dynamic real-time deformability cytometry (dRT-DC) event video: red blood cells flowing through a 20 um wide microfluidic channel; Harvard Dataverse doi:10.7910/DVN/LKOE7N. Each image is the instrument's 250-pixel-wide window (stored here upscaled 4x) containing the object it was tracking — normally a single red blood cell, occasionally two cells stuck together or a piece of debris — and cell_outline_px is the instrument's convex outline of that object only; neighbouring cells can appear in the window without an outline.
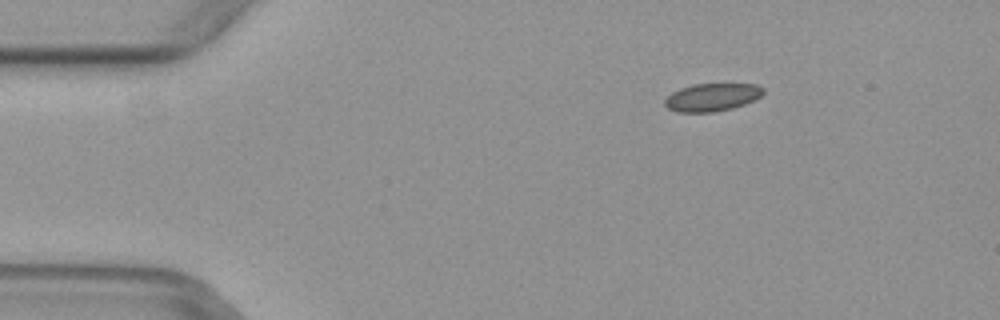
{"species": "common noctule bat (a hibernating species)", "species_latin": "Nyctalus noctula", "temperature_condition": "warm", "stored_images_in_passage": 5, "camera_frame_rate_fps": 3000, "um_per_image_px": 0.085, "animal": {"sex": "female", "body_mass_g": 29.2, "forearm_length_mm": 56.3}, "frame": {"image": 1, "passage_image": 5, "time_ms": 1.333, "image_size_px": [1000, 320], "cell_outline_px": [[764, 92], [760, 96], [744, 104], [732, 108], [712, 112], [676, 112], [668, 108], [664, 104], [664, 100], [672, 92], [680, 88], [692, 84], [756, 84], [764, 88]], "centroid_in_image_um": [60.5, 8.26], "position_along_channel_um": 24.5, "area_um2": 15.9}}